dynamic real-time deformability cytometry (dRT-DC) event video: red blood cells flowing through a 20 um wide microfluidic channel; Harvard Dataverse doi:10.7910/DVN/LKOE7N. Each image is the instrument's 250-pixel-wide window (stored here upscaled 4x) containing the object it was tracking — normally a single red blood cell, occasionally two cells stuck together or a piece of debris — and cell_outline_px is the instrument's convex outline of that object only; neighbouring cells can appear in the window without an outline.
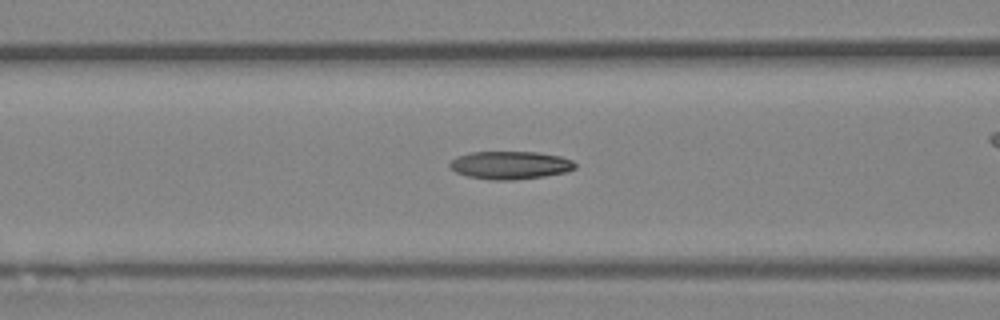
{"species": "Egyptian fruit bat (a non-hibernating species)", "species_latin": "Rousettus aegyptiacus", "temperature_condition": "room temperature", "stored_images_in_passage": 39, "camera_frame_rate_fps": 3000, "um_per_image_px": 0.085, "animal": {"sex": "female"}, "frame": {"image": 1, "passage_image": 10, "time_ms": 3.0, "image_size_px": [1000, 320], "cell_outline_px": [[576, 168], [568, 172], [544, 176], [512, 180], [488, 180], [468, 176], [456, 172], [448, 164], [456, 156], [468, 152], [540, 152], [560, 156], [572, 160], [576, 164]], "centroid_in_image_um": [43.38, 14.03], "position_along_channel_um": 123.2, "area_um2": 20.58}}
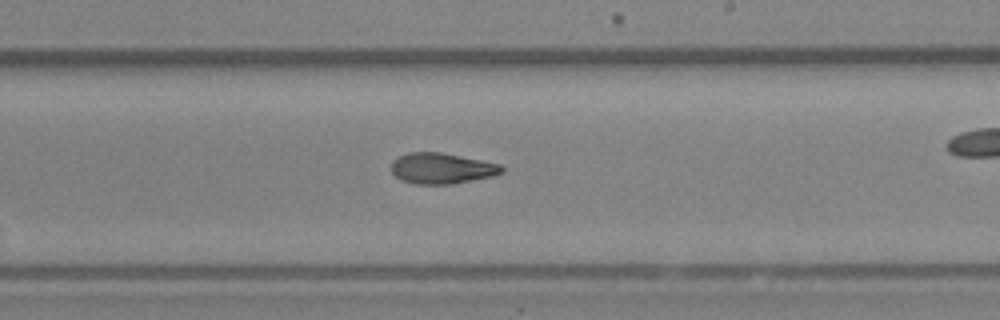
{"frame": {"image": 2, "passage_image": 19, "time_ms": 6.0, "image_size_px": [1000, 320], "cell_outline_px": [[504, 172], [492, 176], [452, 184], [412, 184], [400, 180], [392, 172], [392, 160], [396, 156], [408, 152], [440, 152], [500, 164], [504, 168]], "centroid_in_image_um": [37.5, 14.31], "position_along_channel_um": 251.5, "area_um2": 19.88}}
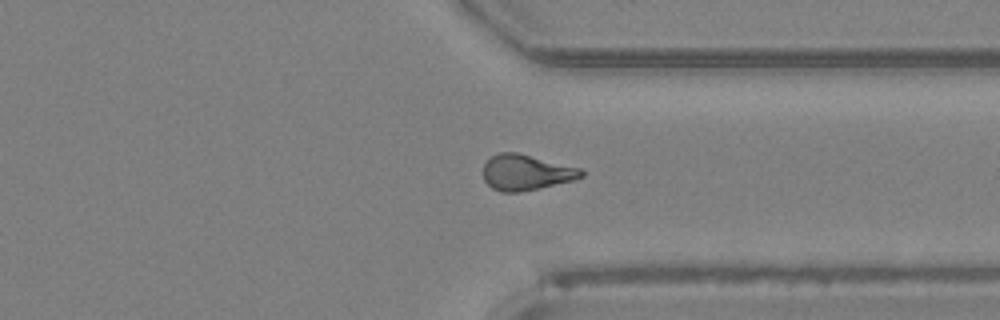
{"frame": {"image": 3, "passage_image": 27, "time_ms": 8.667, "image_size_px": [1000, 320], "cell_outline_px": [[584, 176], [576, 180], [540, 188], [520, 192], [500, 192], [492, 188], [484, 180], [484, 164], [492, 156], [500, 152], [516, 152], [580, 168], [584, 172]], "centroid_in_image_um": [44.73, 14.67], "position_along_channel_um": 366.7, "area_um2": 20.35}, "authors_computed_cell_mechanics": {"area_um2": 20.0566, "velocity_mm_per_s": 4.3, "shape_relaxation_time_tau1_ms": 4.7697, "shape_relaxation_time_tau2_ms": 3.0052, "deformation_change_tau1": 0.1808, "deformation_change_tau2": 0.1155}}